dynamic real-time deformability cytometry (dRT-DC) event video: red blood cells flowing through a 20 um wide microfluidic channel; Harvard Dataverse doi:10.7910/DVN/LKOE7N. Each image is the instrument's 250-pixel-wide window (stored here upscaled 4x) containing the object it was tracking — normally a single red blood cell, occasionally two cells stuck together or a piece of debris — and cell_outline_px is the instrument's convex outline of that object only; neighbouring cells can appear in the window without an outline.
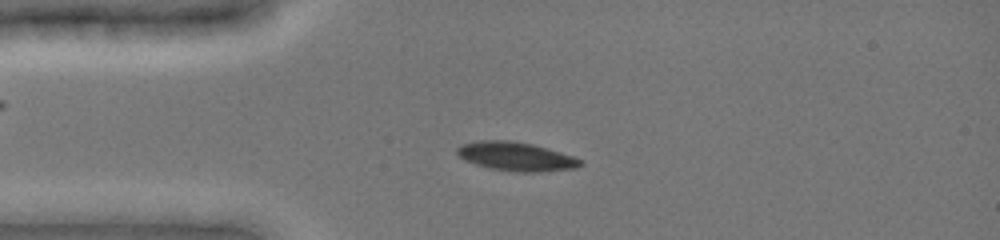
{"species": "common noctule bat (a hibernating species)", "species_latin": "Nyctalus noctula", "temperature_condition": "cold", "stored_images_in_passage": 7, "camera_frame_rate_fps": 3000, "um_per_image_px": 0.085, "animal": {"sex": "female", "body_mass_g": 19.0, "forearm_length_mm": 51.5}, "frame": {"image": 1, "passage_image": 6, "time_ms": 3.333, "image_size_px": [1000, 240], "cell_outline_px": [[584, 164], [576, 168], [540, 172], [512, 172], [488, 168], [464, 160], [456, 152], [456, 148], [460, 144], [480, 140], [512, 140], [532, 144], [548, 148], [572, 156], [580, 160]], "centroid_in_image_um": [43.83, 13.3], "position_along_channel_um": 41.2, "area_um2": 20.87}}